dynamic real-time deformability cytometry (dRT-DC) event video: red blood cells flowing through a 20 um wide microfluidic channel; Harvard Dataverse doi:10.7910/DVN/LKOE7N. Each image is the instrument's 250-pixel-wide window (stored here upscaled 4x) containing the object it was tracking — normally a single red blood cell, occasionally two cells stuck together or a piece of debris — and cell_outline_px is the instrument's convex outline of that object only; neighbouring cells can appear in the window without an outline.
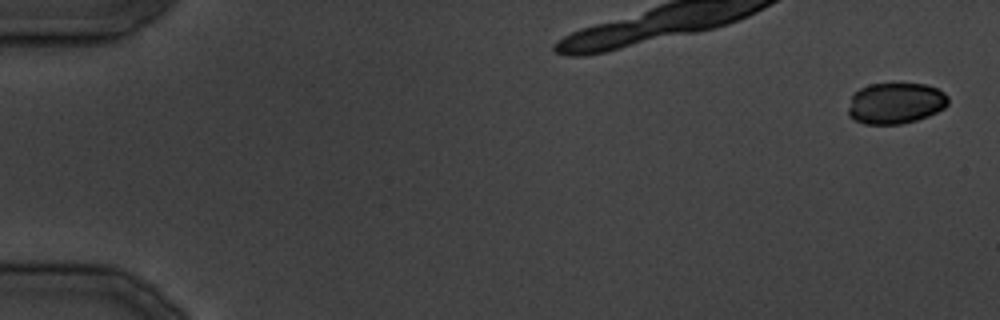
{"species": "common noctule bat (a hibernating species)", "species_latin": "Nyctalus noctula", "temperature_condition": "cold", "stored_images_in_passage": 9, "camera_frame_rate_fps": 3000, "um_per_image_px": 0.085, "animal": {"sex": "male", "body_mass_g": 19.5, "forearm_length_mm": 54.6}, "frame": {"image": 1, "passage_image": 1, "time_ms": 0.0, "image_size_px": [1000, 320], "cell_outline_px": [[948, 104], [944, 108], [928, 116], [916, 120], [900, 124], [864, 124], [848, 116], [848, 108], [852, 96], [860, 88], [868, 84], [924, 84], [936, 88], [944, 92], [948, 96]], "centroid_in_image_um": [76.12, 8.78], "position_along_channel_um": 8.9, "area_um2": 23.87}}